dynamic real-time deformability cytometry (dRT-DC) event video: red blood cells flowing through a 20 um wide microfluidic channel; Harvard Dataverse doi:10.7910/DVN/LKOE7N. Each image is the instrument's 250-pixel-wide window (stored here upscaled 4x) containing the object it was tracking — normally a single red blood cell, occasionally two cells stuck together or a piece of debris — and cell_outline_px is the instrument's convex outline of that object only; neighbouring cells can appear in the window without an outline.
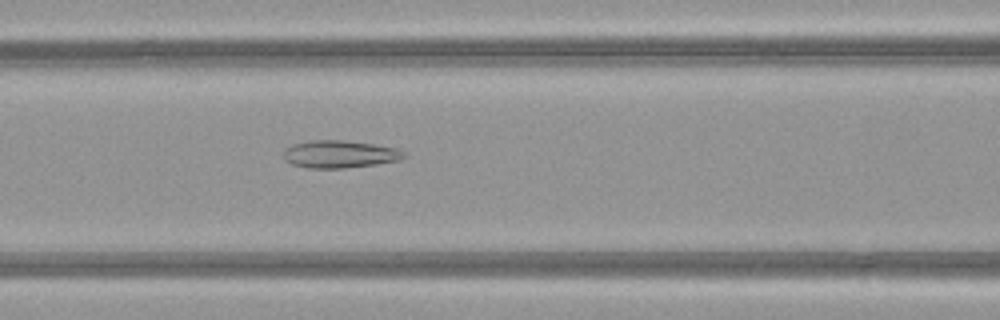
{"species": "common noctule bat (a hibernating species)", "species_latin": "Nyctalus noctula", "temperature_condition": "warm", "stored_images_in_passage": 51, "camera_frame_rate_fps": 3000, "um_per_image_px": 0.085, "animal": {"sex": "female", "body_mass_g": 21.9}, "frame": {"image": 1, "passage_image": 22, "time_ms": 7.0, "image_size_px": [1000, 320], "cell_outline_px": [[408, 156], [400, 160], [376, 164], [344, 168], [308, 168], [292, 164], [284, 160], [284, 148], [292, 144], [308, 140], [344, 140], [372, 144], [396, 148], [404, 152]], "centroid_in_image_um": [28.85, 13.1], "position_along_channel_um": 137.8, "area_um2": 19.42}}
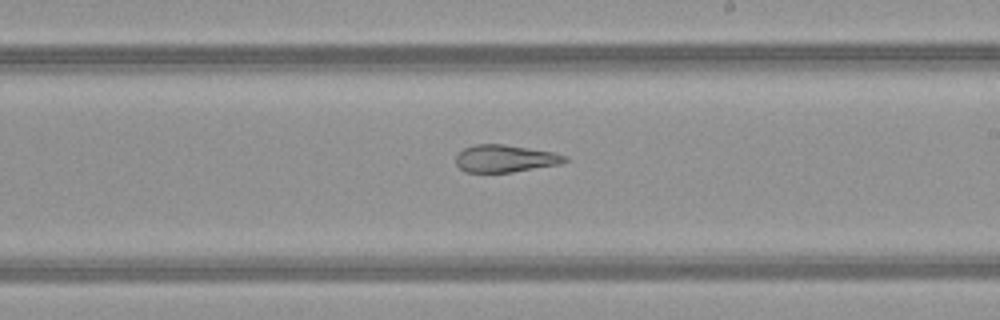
{"frame": {"image": 2, "passage_image": 30, "time_ms": 9.667, "image_size_px": [1000, 320], "cell_outline_px": [[568, 160], [564, 164], [512, 172], [464, 172], [456, 164], [456, 156], [464, 148], [472, 144], [504, 144], [552, 152], [568, 156]], "centroid_in_image_um": [42.96, 13.48], "position_along_channel_um": 246.0, "area_um2": 17.51}}
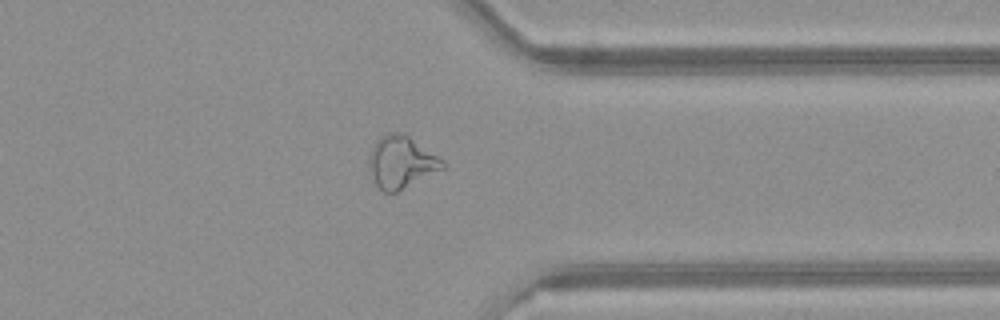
{"frame": {"image": 3, "passage_image": 40, "time_ms": 13.0, "image_size_px": [1000, 320], "cell_outline_px": [[448, 164], [444, 168], [396, 192], [384, 192], [376, 184], [368, 172], [368, 156], [376, 140], [380, 136], [388, 132], [400, 132], [408, 136], [444, 160]], "centroid_in_image_um": [34.07, 13.77], "position_along_channel_um": 377.3, "area_um2": 22.37}, "authors_computed_cell_mechanics": {"area_um2": 23.8136, "velocity_mm_per_s": 4.0659, "shape_relaxation_time_tau1_ms": null, "shape_relaxation_time_tau2_ms": 2.1719, "deformation_change_tau1": null, "deformation_change_tau2": 0.0955}}